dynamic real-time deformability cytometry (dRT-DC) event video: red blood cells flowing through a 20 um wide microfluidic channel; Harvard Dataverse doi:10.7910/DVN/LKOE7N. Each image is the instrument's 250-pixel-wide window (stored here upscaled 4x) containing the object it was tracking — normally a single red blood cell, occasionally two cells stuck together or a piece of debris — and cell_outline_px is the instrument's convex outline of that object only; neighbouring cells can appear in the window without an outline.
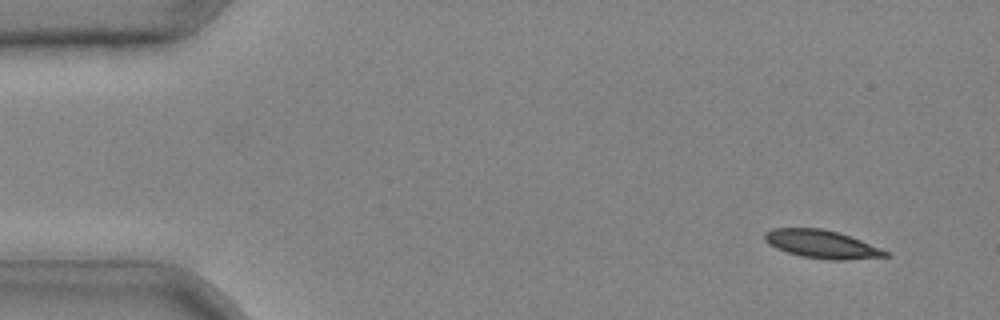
{"species": "common noctule bat (a hibernating species)", "species_latin": "Nyctalus noctula", "temperature_condition": "cold", "stored_images_in_passage": 9, "camera_frame_rate_fps": 3000, "um_per_image_px": 0.085, "animal": {"sex": "male", "body_mass_g": 20.4}, "frame": {"image": 1, "passage_image": 2, "time_ms": 0.333, "image_size_px": [1000, 320], "cell_outline_px": [[892, 256], [840, 260], [832, 260], [800, 256], [776, 248], [768, 244], [764, 240], [764, 232], [772, 228], [824, 228], [840, 232], [880, 248], [888, 252]], "centroid_in_image_um": [69.82, 20.74], "position_along_channel_um": 15.2, "area_um2": 19.83}}